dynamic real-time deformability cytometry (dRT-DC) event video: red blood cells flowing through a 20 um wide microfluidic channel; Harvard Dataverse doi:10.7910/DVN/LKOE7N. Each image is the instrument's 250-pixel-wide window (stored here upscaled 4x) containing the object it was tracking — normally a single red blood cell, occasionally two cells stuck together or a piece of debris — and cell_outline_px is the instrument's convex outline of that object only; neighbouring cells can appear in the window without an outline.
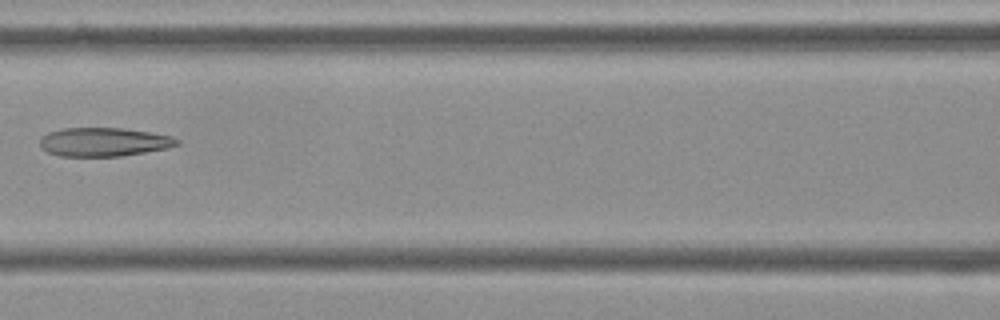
{"species": "Egyptian fruit bat (a non-hibernating species)", "species_latin": "Rousettus aegyptiacus", "temperature_condition": "cold", "stored_images_in_passage": 3, "camera_frame_rate_fps": 3000, "um_per_image_px": 0.085, "frame": {"image": 1, "passage_image": 3, "time_ms": 0.667, "image_size_px": [1000, 320], "cell_outline_px": [[180, 144], [168, 148], [120, 156], [60, 156], [48, 152], [40, 148], [40, 136], [48, 132], [64, 128], [124, 128], [172, 136], [180, 140]], "centroid_in_image_um": [8.81, 12.06], "position_along_channel_um": 157.8, "area_um2": 23.0}}